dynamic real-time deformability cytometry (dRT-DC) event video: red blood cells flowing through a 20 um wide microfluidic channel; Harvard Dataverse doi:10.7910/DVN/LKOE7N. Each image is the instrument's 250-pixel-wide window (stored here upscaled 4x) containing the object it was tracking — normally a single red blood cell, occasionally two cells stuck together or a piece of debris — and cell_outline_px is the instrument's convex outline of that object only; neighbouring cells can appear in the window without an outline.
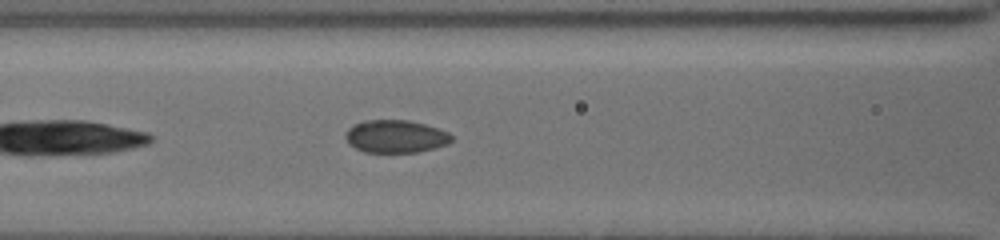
{"species": "common noctule bat (a hibernating species)", "species_latin": "Nyctalus noctula", "temperature_condition": "cold", "stored_images_in_passage": 30, "camera_frame_rate_fps": 3000, "um_per_image_px": 0.085, "animal": {"sex": "female", "body_mass_g": 19.5, "forearm_length_mm": 54.1}, "frame": {"image": 1, "passage_image": 23, "time_ms": 7.0, "image_size_px": [1000, 240], "cell_outline_px": [[452, 140], [448, 144], [416, 152], [364, 152], [348, 144], [344, 136], [348, 128], [364, 120], [408, 120], [424, 124], [448, 132], [452, 136]], "centroid_in_image_um": [33.6, 11.59], "position_along_channel_um": 133.0, "area_um2": 20.11}}
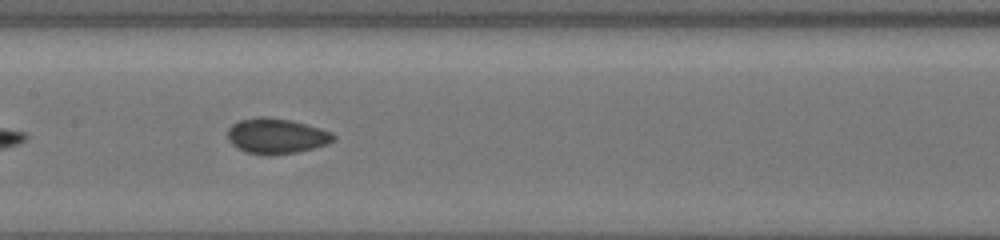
{"frame": {"image": 2, "passage_image": 26, "time_ms": 8.333, "image_size_px": [1000, 240], "cell_outline_px": [[336, 140], [328, 144], [296, 152], [268, 156], [244, 152], [236, 148], [228, 140], [228, 128], [236, 120], [256, 116], [268, 116], [292, 120], [320, 128], [332, 132], [336, 136]], "centroid_in_image_um": [23.47, 11.55], "position_along_channel_um": 183.9, "area_um2": 22.31}}